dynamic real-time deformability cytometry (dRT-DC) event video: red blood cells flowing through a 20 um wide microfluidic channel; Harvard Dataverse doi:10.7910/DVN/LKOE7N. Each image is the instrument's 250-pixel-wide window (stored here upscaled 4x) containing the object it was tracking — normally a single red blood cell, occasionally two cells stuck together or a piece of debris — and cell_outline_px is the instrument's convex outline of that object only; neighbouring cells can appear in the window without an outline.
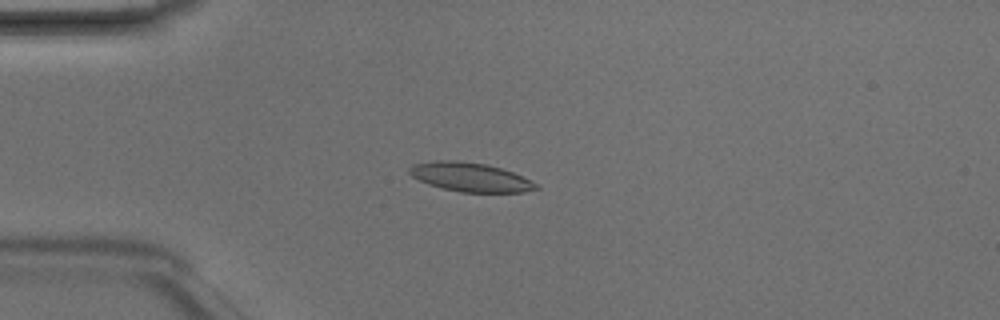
{"species": "Egyptian fruit bat (a non-hibernating species)", "species_latin": "Rousettus aegyptiacus", "temperature_condition": "room temperature", "stored_images_in_passage": 4, "camera_frame_rate_fps": 3000, "um_per_image_px": 0.085, "animal": {"sex": "male"}, "frame": {"image": 1, "passage_image": 4, "time_ms": 1.0, "image_size_px": [1000, 320], "cell_outline_px": [[540, 188], [524, 192], [460, 192], [428, 184], [412, 176], [408, 172], [408, 168], [412, 164], [432, 160], [456, 160], [484, 164], [500, 168], [512, 172], [540, 184]], "centroid_in_image_um": [39.97, 15.05], "position_along_channel_um": 45.0, "area_um2": 21.39}}